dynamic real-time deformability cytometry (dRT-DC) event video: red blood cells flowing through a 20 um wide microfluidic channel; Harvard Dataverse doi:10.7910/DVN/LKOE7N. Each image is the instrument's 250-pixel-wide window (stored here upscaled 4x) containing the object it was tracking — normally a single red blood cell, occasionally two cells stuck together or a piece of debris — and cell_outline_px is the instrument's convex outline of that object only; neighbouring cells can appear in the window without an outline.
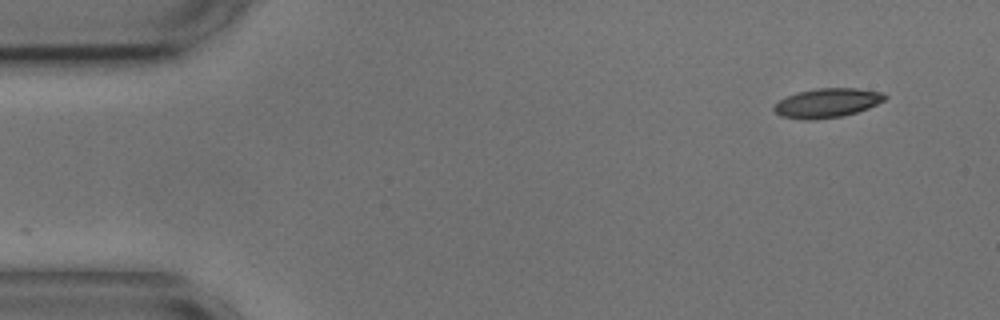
{"species": "common noctule bat (a hibernating species)", "species_latin": "Nyctalus noctula", "temperature_condition": "cold", "stored_images_in_passage": 47, "camera_frame_rate_fps": 3000, "um_per_image_px": 0.085, "animal": {"sex": "male", "body_mass_g": 17.9, "forearm_length_mm": 54.2}, "frame": {"image": 1, "passage_image": 1, "time_ms": 0.0, "image_size_px": [1000, 320], "cell_outline_px": [[888, 96], [884, 100], [868, 108], [844, 116], [816, 120], [804, 120], [780, 116], [772, 108], [780, 100], [796, 92], [816, 88], [856, 88], [884, 92]], "centroid_in_image_um": [70.32, 8.75], "position_along_channel_um": 14.7, "area_um2": 19.02}}
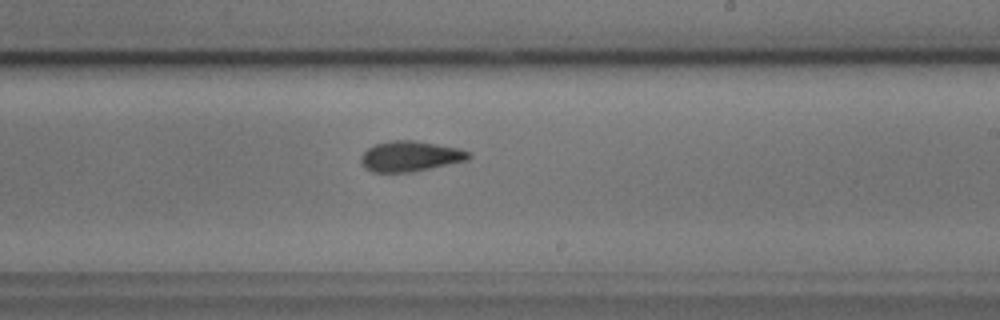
{"frame": {"image": 2, "passage_image": 29, "time_ms": 9.333, "image_size_px": [1000, 320], "cell_outline_px": [[472, 156], [468, 160], [412, 172], [372, 172], [364, 168], [360, 160], [360, 156], [368, 148], [376, 144], [388, 140], [416, 140], [460, 148], [468, 152]], "centroid_in_image_um": [34.86, 13.28], "position_along_channel_um": 254.1, "area_um2": 19.25}}
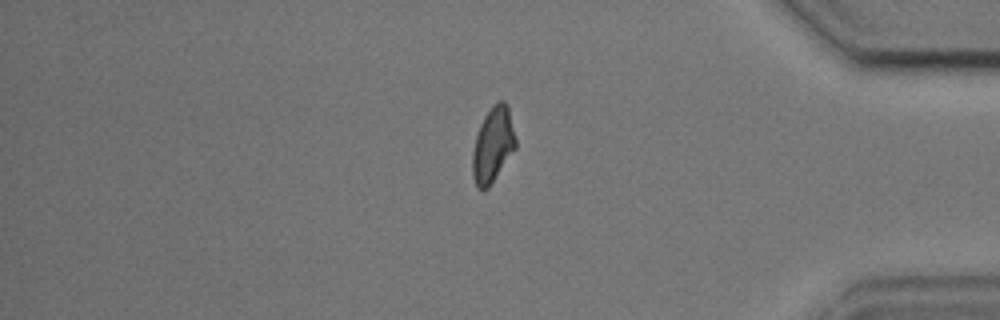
{"frame": {"image": 3, "passage_image": 43, "time_ms": 14.0, "image_size_px": [1000, 320], "cell_outline_px": [[516, 148], [488, 188], [476, 188], [472, 176], [472, 152], [476, 136], [480, 124], [484, 116], [492, 104], [496, 100], [504, 100], [508, 104], [516, 140]], "centroid_in_image_um": [41.89, 12.27], "position_along_channel_um": 393.3, "area_um2": 19.07}, "authors_computed_cell_mechanics": {"area_um2": 19.2474, "velocity_mm_per_s": 3.6002, "shape_relaxation_time_tau1_ms": 6.9474, "shape_relaxation_time_tau2_ms": 2.928, "deformation_change_tau1": 0.1563, "deformation_change_tau2": 0.0966}}